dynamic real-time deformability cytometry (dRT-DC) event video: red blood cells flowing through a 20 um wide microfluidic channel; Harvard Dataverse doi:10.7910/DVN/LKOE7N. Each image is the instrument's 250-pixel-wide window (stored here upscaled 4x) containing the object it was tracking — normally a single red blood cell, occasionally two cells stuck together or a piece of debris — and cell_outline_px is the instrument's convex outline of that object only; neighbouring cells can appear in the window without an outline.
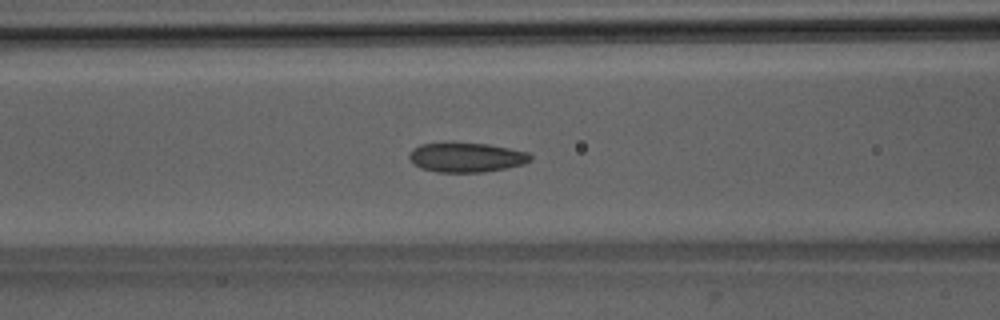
{"species": "Egyptian fruit bat (a non-hibernating species)", "species_latin": "Rousettus aegyptiacus", "temperature_condition": "room temperature", "stored_images_in_passage": 20, "camera_frame_rate_fps": 3000, "um_per_image_px": 0.085, "animal": {"sex": "male"}, "frame": {"image": 1, "passage_image": 6, "time_ms": 1.667, "image_size_px": [1000, 320], "cell_outline_px": [[532, 160], [524, 164], [484, 172], [436, 172], [420, 168], [408, 156], [420, 144], [452, 140], [488, 144], [528, 152], [532, 156]], "centroid_in_image_um": [39.65, 13.34], "position_along_channel_um": 127.0, "area_um2": 21.27}}
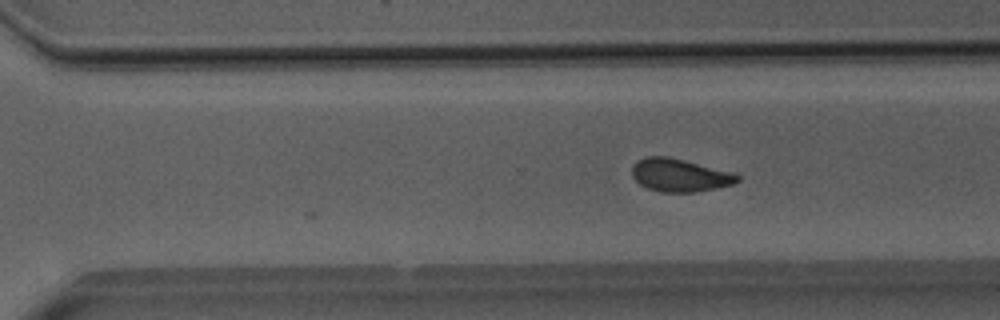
{"frame": {"image": 2, "passage_image": 20, "time_ms": 6.333, "image_size_px": [1000, 320], "cell_outline_px": [[740, 180], [732, 184], [696, 192], [660, 192], [648, 188], [640, 184], [632, 176], [632, 164], [636, 160], [644, 156], [668, 156], [732, 172], [740, 176]], "centroid_in_image_um": [57.73, 14.88], "position_along_channel_um": 312.9, "area_um2": 20.23}}